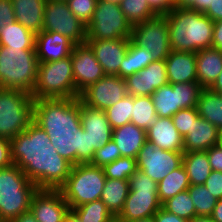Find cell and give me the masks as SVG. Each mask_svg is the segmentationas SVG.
<instances>
[{
	"label": "cell",
	"instance_id": "6da1fadb",
	"mask_svg": "<svg viewBox=\"0 0 222 222\" xmlns=\"http://www.w3.org/2000/svg\"><path fill=\"white\" fill-rule=\"evenodd\" d=\"M80 111V98L36 99L33 103V121L47 133L57 153L73 166L90 163L95 153L81 125Z\"/></svg>",
	"mask_w": 222,
	"mask_h": 222
},
{
	"label": "cell",
	"instance_id": "7a4b0ae2",
	"mask_svg": "<svg viewBox=\"0 0 222 222\" xmlns=\"http://www.w3.org/2000/svg\"><path fill=\"white\" fill-rule=\"evenodd\" d=\"M10 143L12 162L38 189H59L66 182L73 165L57 153L34 121Z\"/></svg>",
	"mask_w": 222,
	"mask_h": 222
},
{
	"label": "cell",
	"instance_id": "3957f363",
	"mask_svg": "<svg viewBox=\"0 0 222 222\" xmlns=\"http://www.w3.org/2000/svg\"><path fill=\"white\" fill-rule=\"evenodd\" d=\"M166 18L172 51L196 53L212 47L214 22L204 13L175 7Z\"/></svg>",
	"mask_w": 222,
	"mask_h": 222
},
{
	"label": "cell",
	"instance_id": "277c9868",
	"mask_svg": "<svg viewBox=\"0 0 222 222\" xmlns=\"http://www.w3.org/2000/svg\"><path fill=\"white\" fill-rule=\"evenodd\" d=\"M37 190L15 164L0 168V220L9 222L30 211L31 199Z\"/></svg>",
	"mask_w": 222,
	"mask_h": 222
},
{
	"label": "cell",
	"instance_id": "5b68a950",
	"mask_svg": "<svg viewBox=\"0 0 222 222\" xmlns=\"http://www.w3.org/2000/svg\"><path fill=\"white\" fill-rule=\"evenodd\" d=\"M37 69L35 49L0 46V88L21 90L32 95Z\"/></svg>",
	"mask_w": 222,
	"mask_h": 222
},
{
	"label": "cell",
	"instance_id": "8992f818",
	"mask_svg": "<svg viewBox=\"0 0 222 222\" xmlns=\"http://www.w3.org/2000/svg\"><path fill=\"white\" fill-rule=\"evenodd\" d=\"M32 97L34 100L80 97L75 89L70 56L54 62L38 63Z\"/></svg>",
	"mask_w": 222,
	"mask_h": 222
},
{
	"label": "cell",
	"instance_id": "52a82bcc",
	"mask_svg": "<svg viewBox=\"0 0 222 222\" xmlns=\"http://www.w3.org/2000/svg\"><path fill=\"white\" fill-rule=\"evenodd\" d=\"M105 181L103 167L79 163L72 166L70 175L59 190L71 210L85 203L100 200Z\"/></svg>",
	"mask_w": 222,
	"mask_h": 222
},
{
	"label": "cell",
	"instance_id": "ba28073f",
	"mask_svg": "<svg viewBox=\"0 0 222 222\" xmlns=\"http://www.w3.org/2000/svg\"><path fill=\"white\" fill-rule=\"evenodd\" d=\"M34 99L21 90L0 88V136L11 139L34 120Z\"/></svg>",
	"mask_w": 222,
	"mask_h": 222
},
{
	"label": "cell",
	"instance_id": "9c48e42d",
	"mask_svg": "<svg viewBox=\"0 0 222 222\" xmlns=\"http://www.w3.org/2000/svg\"><path fill=\"white\" fill-rule=\"evenodd\" d=\"M129 194L119 217L126 222L153 217L162 207L158 199V183L137 170L129 178Z\"/></svg>",
	"mask_w": 222,
	"mask_h": 222
},
{
	"label": "cell",
	"instance_id": "30bf717a",
	"mask_svg": "<svg viewBox=\"0 0 222 222\" xmlns=\"http://www.w3.org/2000/svg\"><path fill=\"white\" fill-rule=\"evenodd\" d=\"M86 27L87 40L130 39L132 31L120 5L101 0Z\"/></svg>",
	"mask_w": 222,
	"mask_h": 222
},
{
	"label": "cell",
	"instance_id": "8fae6325",
	"mask_svg": "<svg viewBox=\"0 0 222 222\" xmlns=\"http://www.w3.org/2000/svg\"><path fill=\"white\" fill-rule=\"evenodd\" d=\"M130 40L150 50L154 61L165 60L171 53L166 15H157L132 26Z\"/></svg>",
	"mask_w": 222,
	"mask_h": 222
},
{
	"label": "cell",
	"instance_id": "7c38bea8",
	"mask_svg": "<svg viewBox=\"0 0 222 222\" xmlns=\"http://www.w3.org/2000/svg\"><path fill=\"white\" fill-rule=\"evenodd\" d=\"M87 25L73 15L66 1L46 0L43 31L56 32L76 45L86 43Z\"/></svg>",
	"mask_w": 222,
	"mask_h": 222
},
{
	"label": "cell",
	"instance_id": "4fadbf2b",
	"mask_svg": "<svg viewBox=\"0 0 222 222\" xmlns=\"http://www.w3.org/2000/svg\"><path fill=\"white\" fill-rule=\"evenodd\" d=\"M184 152L156 148L148 141L143 145L136 158L138 170L146 173L155 182H160L171 171L182 165Z\"/></svg>",
	"mask_w": 222,
	"mask_h": 222
},
{
	"label": "cell",
	"instance_id": "5bb4252c",
	"mask_svg": "<svg viewBox=\"0 0 222 222\" xmlns=\"http://www.w3.org/2000/svg\"><path fill=\"white\" fill-rule=\"evenodd\" d=\"M127 93L125 78L105 75L80 94V100L87 106L106 110L122 100Z\"/></svg>",
	"mask_w": 222,
	"mask_h": 222
},
{
	"label": "cell",
	"instance_id": "9a60e30c",
	"mask_svg": "<svg viewBox=\"0 0 222 222\" xmlns=\"http://www.w3.org/2000/svg\"><path fill=\"white\" fill-rule=\"evenodd\" d=\"M70 57L75 89L79 94L106 75L87 43L75 45Z\"/></svg>",
	"mask_w": 222,
	"mask_h": 222
},
{
	"label": "cell",
	"instance_id": "2e32d148",
	"mask_svg": "<svg viewBox=\"0 0 222 222\" xmlns=\"http://www.w3.org/2000/svg\"><path fill=\"white\" fill-rule=\"evenodd\" d=\"M30 211L37 222H63L70 208L59 189H38L32 196Z\"/></svg>",
	"mask_w": 222,
	"mask_h": 222
},
{
	"label": "cell",
	"instance_id": "e0dca14e",
	"mask_svg": "<svg viewBox=\"0 0 222 222\" xmlns=\"http://www.w3.org/2000/svg\"><path fill=\"white\" fill-rule=\"evenodd\" d=\"M128 95L151 96L154 91L168 83L165 60L153 61L139 73L125 78Z\"/></svg>",
	"mask_w": 222,
	"mask_h": 222
},
{
	"label": "cell",
	"instance_id": "ac0fdd59",
	"mask_svg": "<svg viewBox=\"0 0 222 222\" xmlns=\"http://www.w3.org/2000/svg\"><path fill=\"white\" fill-rule=\"evenodd\" d=\"M130 39L86 40L106 75L119 76V67L129 47Z\"/></svg>",
	"mask_w": 222,
	"mask_h": 222
},
{
	"label": "cell",
	"instance_id": "d6986e66",
	"mask_svg": "<svg viewBox=\"0 0 222 222\" xmlns=\"http://www.w3.org/2000/svg\"><path fill=\"white\" fill-rule=\"evenodd\" d=\"M80 119L83 130L89 136L90 148L99 149L112 140L113 128L105 110L89 107L81 101Z\"/></svg>",
	"mask_w": 222,
	"mask_h": 222
},
{
	"label": "cell",
	"instance_id": "ffe728a7",
	"mask_svg": "<svg viewBox=\"0 0 222 222\" xmlns=\"http://www.w3.org/2000/svg\"><path fill=\"white\" fill-rule=\"evenodd\" d=\"M76 44L56 32L42 31L35 36V50L38 63L54 62L71 55Z\"/></svg>",
	"mask_w": 222,
	"mask_h": 222
},
{
	"label": "cell",
	"instance_id": "44dd1931",
	"mask_svg": "<svg viewBox=\"0 0 222 222\" xmlns=\"http://www.w3.org/2000/svg\"><path fill=\"white\" fill-rule=\"evenodd\" d=\"M220 130L202 117H198L191 130L183 137V152L206 151L218 145Z\"/></svg>",
	"mask_w": 222,
	"mask_h": 222
},
{
	"label": "cell",
	"instance_id": "7402d4cb",
	"mask_svg": "<svg viewBox=\"0 0 222 222\" xmlns=\"http://www.w3.org/2000/svg\"><path fill=\"white\" fill-rule=\"evenodd\" d=\"M165 64L168 83L197 82L195 52L171 51Z\"/></svg>",
	"mask_w": 222,
	"mask_h": 222
},
{
	"label": "cell",
	"instance_id": "603a6c76",
	"mask_svg": "<svg viewBox=\"0 0 222 222\" xmlns=\"http://www.w3.org/2000/svg\"><path fill=\"white\" fill-rule=\"evenodd\" d=\"M147 141L156 148L167 151L183 152V137L177 131L171 117H158L146 130Z\"/></svg>",
	"mask_w": 222,
	"mask_h": 222
},
{
	"label": "cell",
	"instance_id": "cb8c5ba5",
	"mask_svg": "<svg viewBox=\"0 0 222 222\" xmlns=\"http://www.w3.org/2000/svg\"><path fill=\"white\" fill-rule=\"evenodd\" d=\"M112 141L120 150L121 157L136 159L139 151L147 142L146 130L129 122L113 129Z\"/></svg>",
	"mask_w": 222,
	"mask_h": 222
},
{
	"label": "cell",
	"instance_id": "d4e9b609",
	"mask_svg": "<svg viewBox=\"0 0 222 222\" xmlns=\"http://www.w3.org/2000/svg\"><path fill=\"white\" fill-rule=\"evenodd\" d=\"M197 82L208 89L222 72V50L206 48L196 52Z\"/></svg>",
	"mask_w": 222,
	"mask_h": 222
},
{
	"label": "cell",
	"instance_id": "484cf974",
	"mask_svg": "<svg viewBox=\"0 0 222 222\" xmlns=\"http://www.w3.org/2000/svg\"><path fill=\"white\" fill-rule=\"evenodd\" d=\"M46 0H12L16 22L35 35L43 31Z\"/></svg>",
	"mask_w": 222,
	"mask_h": 222
},
{
	"label": "cell",
	"instance_id": "4316f807",
	"mask_svg": "<svg viewBox=\"0 0 222 222\" xmlns=\"http://www.w3.org/2000/svg\"><path fill=\"white\" fill-rule=\"evenodd\" d=\"M129 190V180L106 178L100 200L113 216H119L123 210Z\"/></svg>",
	"mask_w": 222,
	"mask_h": 222
},
{
	"label": "cell",
	"instance_id": "83f0119b",
	"mask_svg": "<svg viewBox=\"0 0 222 222\" xmlns=\"http://www.w3.org/2000/svg\"><path fill=\"white\" fill-rule=\"evenodd\" d=\"M35 34L19 22L4 25L0 31V46L19 49H35Z\"/></svg>",
	"mask_w": 222,
	"mask_h": 222
},
{
	"label": "cell",
	"instance_id": "f1b7e54d",
	"mask_svg": "<svg viewBox=\"0 0 222 222\" xmlns=\"http://www.w3.org/2000/svg\"><path fill=\"white\" fill-rule=\"evenodd\" d=\"M151 98L158 117L169 118L180 110L178 83L161 86L154 91Z\"/></svg>",
	"mask_w": 222,
	"mask_h": 222
},
{
	"label": "cell",
	"instance_id": "f546056e",
	"mask_svg": "<svg viewBox=\"0 0 222 222\" xmlns=\"http://www.w3.org/2000/svg\"><path fill=\"white\" fill-rule=\"evenodd\" d=\"M182 165L186 170L190 185L204 184L212 171L206 151L184 153Z\"/></svg>",
	"mask_w": 222,
	"mask_h": 222
},
{
	"label": "cell",
	"instance_id": "4dcf8cb0",
	"mask_svg": "<svg viewBox=\"0 0 222 222\" xmlns=\"http://www.w3.org/2000/svg\"><path fill=\"white\" fill-rule=\"evenodd\" d=\"M153 61L150 50L139 47L130 40L126 55L119 67V77L126 78L134 73H139Z\"/></svg>",
	"mask_w": 222,
	"mask_h": 222
},
{
	"label": "cell",
	"instance_id": "1f68e13d",
	"mask_svg": "<svg viewBox=\"0 0 222 222\" xmlns=\"http://www.w3.org/2000/svg\"><path fill=\"white\" fill-rule=\"evenodd\" d=\"M196 108L200 117L222 131V102L218 93L203 89Z\"/></svg>",
	"mask_w": 222,
	"mask_h": 222
},
{
	"label": "cell",
	"instance_id": "d6a6232c",
	"mask_svg": "<svg viewBox=\"0 0 222 222\" xmlns=\"http://www.w3.org/2000/svg\"><path fill=\"white\" fill-rule=\"evenodd\" d=\"M190 186L189 178L183 165L171 171L158 182V199L161 204Z\"/></svg>",
	"mask_w": 222,
	"mask_h": 222
},
{
	"label": "cell",
	"instance_id": "836d02e7",
	"mask_svg": "<svg viewBox=\"0 0 222 222\" xmlns=\"http://www.w3.org/2000/svg\"><path fill=\"white\" fill-rule=\"evenodd\" d=\"M158 119L151 96H134L131 122L147 130Z\"/></svg>",
	"mask_w": 222,
	"mask_h": 222
},
{
	"label": "cell",
	"instance_id": "e575fe53",
	"mask_svg": "<svg viewBox=\"0 0 222 222\" xmlns=\"http://www.w3.org/2000/svg\"><path fill=\"white\" fill-rule=\"evenodd\" d=\"M187 190L193 200L196 216L210 217L218 200L204 184L190 185Z\"/></svg>",
	"mask_w": 222,
	"mask_h": 222
},
{
	"label": "cell",
	"instance_id": "d590c367",
	"mask_svg": "<svg viewBox=\"0 0 222 222\" xmlns=\"http://www.w3.org/2000/svg\"><path fill=\"white\" fill-rule=\"evenodd\" d=\"M120 8L131 26H135L157 16L147 0H123Z\"/></svg>",
	"mask_w": 222,
	"mask_h": 222
},
{
	"label": "cell",
	"instance_id": "8d00e7d4",
	"mask_svg": "<svg viewBox=\"0 0 222 222\" xmlns=\"http://www.w3.org/2000/svg\"><path fill=\"white\" fill-rule=\"evenodd\" d=\"M162 207L166 211L187 221L196 217L193 200L191 199L188 190L180 192L174 197L169 198L162 204Z\"/></svg>",
	"mask_w": 222,
	"mask_h": 222
},
{
	"label": "cell",
	"instance_id": "74e56055",
	"mask_svg": "<svg viewBox=\"0 0 222 222\" xmlns=\"http://www.w3.org/2000/svg\"><path fill=\"white\" fill-rule=\"evenodd\" d=\"M134 97L126 95L122 100L105 110L107 120L114 129L131 122Z\"/></svg>",
	"mask_w": 222,
	"mask_h": 222
},
{
	"label": "cell",
	"instance_id": "f35d334b",
	"mask_svg": "<svg viewBox=\"0 0 222 222\" xmlns=\"http://www.w3.org/2000/svg\"><path fill=\"white\" fill-rule=\"evenodd\" d=\"M71 210L82 222H108L113 217L101 200L85 203Z\"/></svg>",
	"mask_w": 222,
	"mask_h": 222
},
{
	"label": "cell",
	"instance_id": "ab89813d",
	"mask_svg": "<svg viewBox=\"0 0 222 222\" xmlns=\"http://www.w3.org/2000/svg\"><path fill=\"white\" fill-rule=\"evenodd\" d=\"M106 178L129 180L138 170L137 160L131 157H119L103 167Z\"/></svg>",
	"mask_w": 222,
	"mask_h": 222
},
{
	"label": "cell",
	"instance_id": "60d3db41",
	"mask_svg": "<svg viewBox=\"0 0 222 222\" xmlns=\"http://www.w3.org/2000/svg\"><path fill=\"white\" fill-rule=\"evenodd\" d=\"M204 88L198 82L178 83L179 108H194Z\"/></svg>",
	"mask_w": 222,
	"mask_h": 222
},
{
	"label": "cell",
	"instance_id": "b9f144b4",
	"mask_svg": "<svg viewBox=\"0 0 222 222\" xmlns=\"http://www.w3.org/2000/svg\"><path fill=\"white\" fill-rule=\"evenodd\" d=\"M199 117L198 110L194 108L180 109L171 118L177 131L184 137L193 126V122Z\"/></svg>",
	"mask_w": 222,
	"mask_h": 222
},
{
	"label": "cell",
	"instance_id": "7bdbcfd3",
	"mask_svg": "<svg viewBox=\"0 0 222 222\" xmlns=\"http://www.w3.org/2000/svg\"><path fill=\"white\" fill-rule=\"evenodd\" d=\"M119 157H121L120 150L118 149L117 145L110 140L104 146L95 150L90 164L98 167H104Z\"/></svg>",
	"mask_w": 222,
	"mask_h": 222
},
{
	"label": "cell",
	"instance_id": "ee69618b",
	"mask_svg": "<svg viewBox=\"0 0 222 222\" xmlns=\"http://www.w3.org/2000/svg\"><path fill=\"white\" fill-rule=\"evenodd\" d=\"M98 0H67L70 11L84 24H88L94 14Z\"/></svg>",
	"mask_w": 222,
	"mask_h": 222
},
{
	"label": "cell",
	"instance_id": "f6af8a7d",
	"mask_svg": "<svg viewBox=\"0 0 222 222\" xmlns=\"http://www.w3.org/2000/svg\"><path fill=\"white\" fill-rule=\"evenodd\" d=\"M207 190L217 199H222V172L211 171L209 177L204 182Z\"/></svg>",
	"mask_w": 222,
	"mask_h": 222
},
{
	"label": "cell",
	"instance_id": "bcb514c9",
	"mask_svg": "<svg viewBox=\"0 0 222 222\" xmlns=\"http://www.w3.org/2000/svg\"><path fill=\"white\" fill-rule=\"evenodd\" d=\"M175 7L205 13L211 7V0H175Z\"/></svg>",
	"mask_w": 222,
	"mask_h": 222
},
{
	"label": "cell",
	"instance_id": "7dc6e473",
	"mask_svg": "<svg viewBox=\"0 0 222 222\" xmlns=\"http://www.w3.org/2000/svg\"><path fill=\"white\" fill-rule=\"evenodd\" d=\"M15 20L12 0H0V31L4 25H9Z\"/></svg>",
	"mask_w": 222,
	"mask_h": 222
},
{
	"label": "cell",
	"instance_id": "c3c4849f",
	"mask_svg": "<svg viewBox=\"0 0 222 222\" xmlns=\"http://www.w3.org/2000/svg\"><path fill=\"white\" fill-rule=\"evenodd\" d=\"M211 170L222 172V147L218 144L206 150Z\"/></svg>",
	"mask_w": 222,
	"mask_h": 222
},
{
	"label": "cell",
	"instance_id": "681fc988",
	"mask_svg": "<svg viewBox=\"0 0 222 222\" xmlns=\"http://www.w3.org/2000/svg\"><path fill=\"white\" fill-rule=\"evenodd\" d=\"M14 164L11 159L10 139L0 136V168H6Z\"/></svg>",
	"mask_w": 222,
	"mask_h": 222
},
{
	"label": "cell",
	"instance_id": "f907efd6",
	"mask_svg": "<svg viewBox=\"0 0 222 222\" xmlns=\"http://www.w3.org/2000/svg\"><path fill=\"white\" fill-rule=\"evenodd\" d=\"M157 15H166L175 8V0H147Z\"/></svg>",
	"mask_w": 222,
	"mask_h": 222
},
{
	"label": "cell",
	"instance_id": "816d5d0a",
	"mask_svg": "<svg viewBox=\"0 0 222 222\" xmlns=\"http://www.w3.org/2000/svg\"><path fill=\"white\" fill-rule=\"evenodd\" d=\"M154 222H189L183 218H180L161 207L153 216Z\"/></svg>",
	"mask_w": 222,
	"mask_h": 222
},
{
	"label": "cell",
	"instance_id": "f5cc1de1",
	"mask_svg": "<svg viewBox=\"0 0 222 222\" xmlns=\"http://www.w3.org/2000/svg\"><path fill=\"white\" fill-rule=\"evenodd\" d=\"M213 22L222 20V0H211V7L204 13Z\"/></svg>",
	"mask_w": 222,
	"mask_h": 222
},
{
	"label": "cell",
	"instance_id": "db71d44e",
	"mask_svg": "<svg viewBox=\"0 0 222 222\" xmlns=\"http://www.w3.org/2000/svg\"><path fill=\"white\" fill-rule=\"evenodd\" d=\"M212 48L222 50V20L214 22Z\"/></svg>",
	"mask_w": 222,
	"mask_h": 222
},
{
	"label": "cell",
	"instance_id": "11a10c76",
	"mask_svg": "<svg viewBox=\"0 0 222 222\" xmlns=\"http://www.w3.org/2000/svg\"><path fill=\"white\" fill-rule=\"evenodd\" d=\"M214 222H222V199H219L210 216Z\"/></svg>",
	"mask_w": 222,
	"mask_h": 222
},
{
	"label": "cell",
	"instance_id": "9f6ffc18",
	"mask_svg": "<svg viewBox=\"0 0 222 222\" xmlns=\"http://www.w3.org/2000/svg\"><path fill=\"white\" fill-rule=\"evenodd\" d=\"M9 222H37L34 215L31 213V211L22 213L15 219L9 221Z\"/></svg>",
	"mask_w": 222,
	"mask_h": 222
},
{
	"label": "cell",
	"instance_id": "6f0895ef",
	"mask_svg": "<svg viewBox=\"0 0 222 222\" xmlns=\"http://www.w3.org/2000/svg\"><path fill=\"white\" fill-rule=\"evenodd\" d=\"M208 89L218 94L222 92V72Z\"/></svg>",
	"mask_w": 222,
	"mask_h": 222
},
{
	"label": "cell",
	"instance_id": "680465c9",
	"mask_svg": "<svg viewBox=\"0 0 222 222\" xmlns=\"http://www.w3.org/2000/svg\"><path fill=\"white\" fill-rule=\"evenodd\" d=\"M63 222H82V221L72 210H70L66 214Z\"/></svg>",
	"mask_w": 222,
	"mask_h": 222
},
{
	"label": "cell",
	"instance_id": "91938a15",
	"mask_svg": "<svg viewBox=\"0 0 222 222\" xmlns=\"http://www.w3.org/2000/svg\"><path fill=\"white\" fill-rule=\"evenodd\" d=\"M189 222H214L211 217L196 216Z\"/></svg>",
	"mask_w": 222,
	"mask_h": 222
},
{
	"label": "cell",
	"instance_id": "94428289",
	"mask_svg": "<svg viewBox=\"0 0 222 222\" xmlns=\"http://www.w3.org/2000/svg\"><path fill=\"white\" fill-rule=\"evenodd\" d=\"M108 222H126V221L120 218L119 216H113Z\"/></svg>",
	"mask_w": 222,
	"mask_h": 222
},
{
	"label": "cell",
	"instance_id": "6125c7cd",
	"mask_svg": "<svg viewBox=\"0 0 222 222\" xmlns=\"http://www.w3.org/2000/svg\"><path fill=\"white\" fill-rule=\"evenodd\" d=\"M132 222H154V218L153 217H149V218L135 220V221H132Z\"/></svg>",
	"mask_w": 222,
	"mask_h": 222
},
{
	"label": "cell",
	"instance_id": "be15d7a7",
	"mask_svg": "<svg viewBox=\"0 0 222 222\" xmlns=\"http://www.w3.org/2000/svg\"><path fill=\"white\" fill-rule=\"evenodd\" d=\"M101 1H106L109 3H114V4L120 5L123 0H101Z\"/></svg>",
	"mask_w": 222,
	"mask_h": 222
},
{
	"label": "cell",
	"instance_id": "e7e4bbea",
	"mask_svg": "<svg viewBox=\"0 0 222 222\" xmlns=\"http://www.w3.org/2000/svg\"><path fill=\"white\" fill-rule=\"evenodd\" d=\"M218 144L222 147V131H221L220 141Z\"/></svg>",
	"mask_w": 222,
	"mask_h": 222
},
{
	"label": "cell",
	"instance_id": "03108f58",
	"mask_svg": "<svg viewBox=\"0 0 222 222\" xmlns=\"http://www.w3.org/2000/svg\"><path fill=\"white\" fill-rule=\"evenodd\" d=\"M219 95H220V99H221V102H222V92H221V93H219Z\"/></svg>",
	"mask_w": 222,
	"mask_h": 222
}]
</instances>
